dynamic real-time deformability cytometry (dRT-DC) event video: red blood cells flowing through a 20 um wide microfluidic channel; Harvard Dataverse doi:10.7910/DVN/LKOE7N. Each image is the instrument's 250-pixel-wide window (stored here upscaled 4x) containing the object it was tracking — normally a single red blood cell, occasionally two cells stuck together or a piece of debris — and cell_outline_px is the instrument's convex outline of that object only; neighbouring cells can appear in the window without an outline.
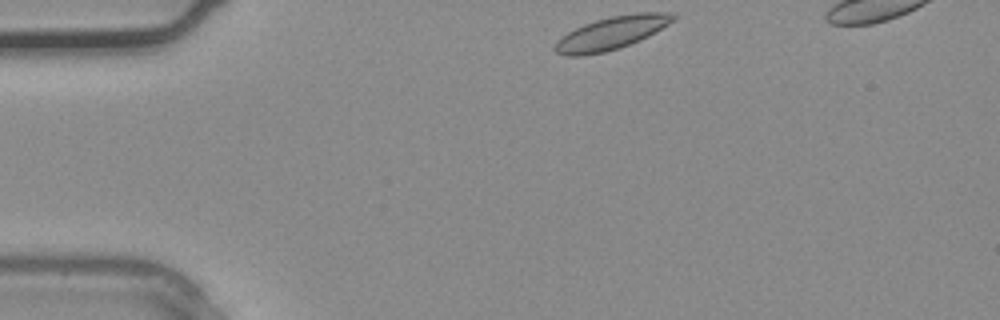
{"species": "common noctule bat (a hibernating species)", "species_latin": "Nyctalus noctula", "temperature_condition": "warm", "stored_images_in_passage": 3, "camera_frame_rate_fps": 3000, "um_per_image_px": 0.085, "animal": {"sex": "male", "body_mass_g": 20.4}, "frame": {"image": 1, "passage_image": 1, "time_ms": 0.0, "image_size_px": [1000, 320], "cell_outline_px": [[680, 16], [676, 20], [648, 36], [640, 40], [604, 52], [580, 56], [564, 56], [556, 52], [552, 48], [556, 40], [568, 32], [584, 24], [596, 20], [612, 16], [636, 12], [676, 12]], "centroid_in_image_um": [52.01, 2.79], "position_along_channel_um": 33.0, "area_um2": 22.83}}